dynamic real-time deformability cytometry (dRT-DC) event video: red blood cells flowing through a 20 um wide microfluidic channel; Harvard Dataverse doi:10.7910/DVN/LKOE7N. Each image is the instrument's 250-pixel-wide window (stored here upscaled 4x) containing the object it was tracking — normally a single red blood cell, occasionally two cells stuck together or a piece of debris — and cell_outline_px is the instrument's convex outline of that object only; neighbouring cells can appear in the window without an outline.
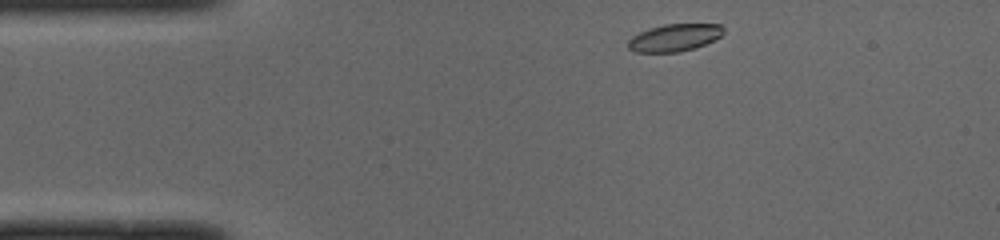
{"species": "common noctule bat (a hibernating species)", "species_latin": "Nyctalus noctula", "temperature_condition": "cold", "stored_images_in_passage": 43, "camera_frame_rate_fps": 3000, "um_per_image_px": 0.085, "animal": {"sex": "male", "body_mass_g": 19.0, "forearm_length_mm": 50.8}, "frame": {"image": 1, "passage_image": 1, "time_ms": 0.0, "image_size_px": [1000, 240], "cell_outline_px": [[724, 32], [720, 36], [696, 48], [680, 52], [636, 52], [628, 48], [628, 40], [632, 36], [648, 28], [664, 24], [720, 24], [724, 28]], "centroid_in_image_um": [57.31, 3.2], "position_along_channel_um": 27.7, "area_um2": 15.2}}
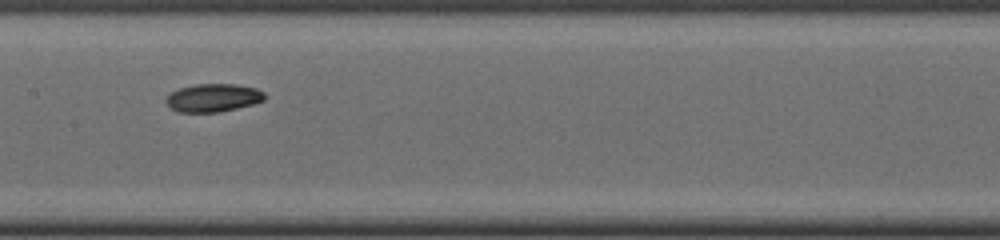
{"frame": {"image": 2, "passage_image": 17, "time_ms": 5.333, "image_size_px": [1000, 240], "cell_outline_px": [[264, 100], [256, 104], [220, 112], [180, 112], [172, 108], [164, 100], [172, 92], [180, 88], [196, 84], [236, 84], [256, 88], [264, 92]], "centroid_in_image_um": [18.16, 8.31], "position_along_channel_um": 189.2, "area_um2": 16.13}}
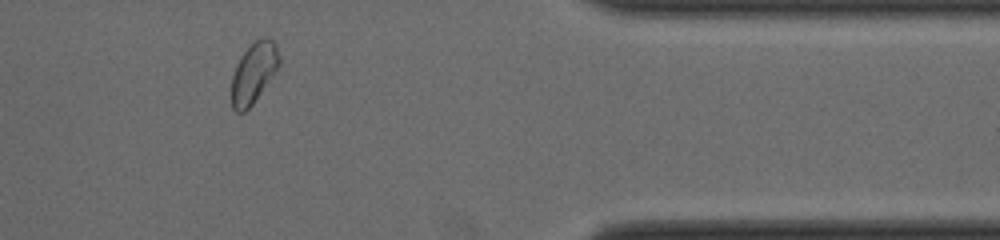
{"frame": {"image": 3, "passage_image": 34, "time_ms": 11.0, "image_size_px": [1000, 240], "cell_outline_px": [[280, 64], [276, 72], [252, 104], [244, 112], [236, 112], [232, 108], [232, 76], [236, 64], [240, 56], [260, 36], [268, 36], [276, 44], [280, 56]], "centroid_in_image_um": [21.58, 6.15], "position_along_channel_um": 389.8, "area_um2": 16.88}, "authors_computed_cell_mechanics": {"area_um2": 16.4152, "velocity_mm_per_s": 3.9837, "shape_relaxation_time_tau1_ms": 3.2913, "shape_relaxation_time_tau2_ms": null, "deformation_change_tau1": 0.1106, "deformation_change_tau2": null}}